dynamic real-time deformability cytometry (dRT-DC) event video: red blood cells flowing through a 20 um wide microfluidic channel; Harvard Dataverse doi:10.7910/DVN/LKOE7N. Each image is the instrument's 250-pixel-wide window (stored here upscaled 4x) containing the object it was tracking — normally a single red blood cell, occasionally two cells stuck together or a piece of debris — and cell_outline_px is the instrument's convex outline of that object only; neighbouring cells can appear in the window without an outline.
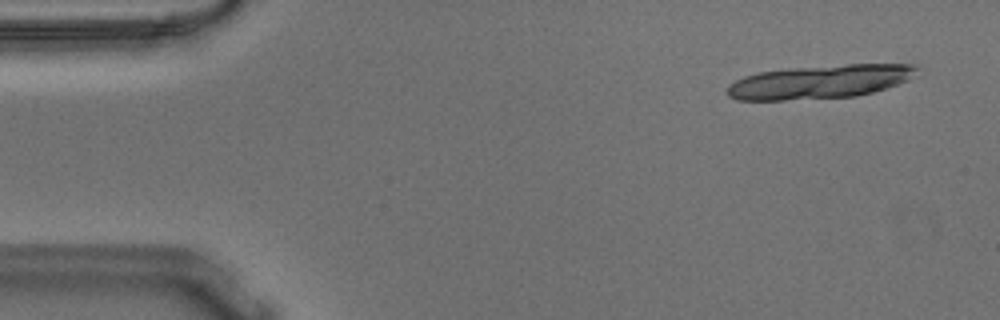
{"species": "Egyptian fruit bat (a non-hibernating species)", "species_latin": "Rousettus aegyptiacus", "temperature_condition": "warm", "stored_images_in_passage": 12, "camera_frame_rate_fps": 3000, "um_per_image_px": 0.085, "animal": {"sex": "male"}, "frame": {"image": 1, "passage_image": 3, "time_ms": 0.667, "image_size_px": [1000, 320], "cell_outline_px": [[924, 68], [908, 80], [872, 92], [856, 96], [784, 100], [736, 100], [728, 96], [728, 84], [744, 76], [756, 72], [788, 68], [848, 64], [916, 64]], "centroid_in_image_um": [69.71, 6.93], "position_along_channel_um": 15.3, "area_um2": 37.4}}